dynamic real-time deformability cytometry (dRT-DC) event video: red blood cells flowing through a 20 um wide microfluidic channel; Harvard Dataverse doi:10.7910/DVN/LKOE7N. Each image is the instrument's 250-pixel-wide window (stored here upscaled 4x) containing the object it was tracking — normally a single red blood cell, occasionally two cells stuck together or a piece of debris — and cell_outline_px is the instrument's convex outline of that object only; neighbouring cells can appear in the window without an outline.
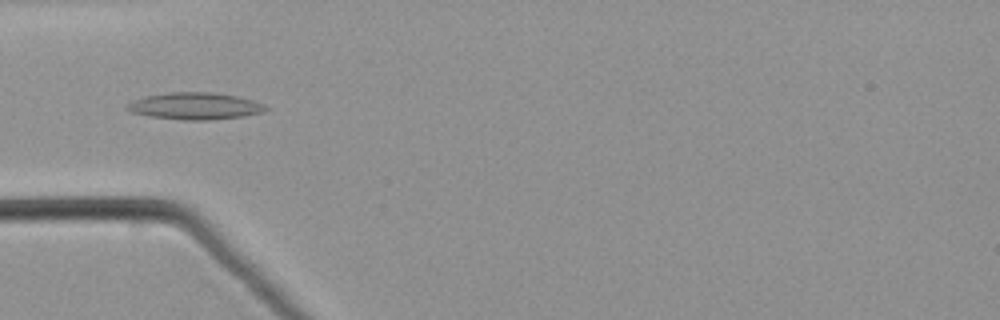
{"species": "common noctule bat (a hibernating species)", "species_latin": "Nyctalus noctula", "temperature_condition": "warm", "stored_images_in_passage": 51, "camera_frame_rate_fps": 3000, "um_per_image_px": 0.085, "animal": {"sex": "male", "body_mass_g": 21.5, "forearm_length_mm": 52.0}, "frame": {"image": 1, "passage_image": 16, "time_ms": 5.0, "image_size_px": [1000, 320], "cell_outline_px": [[268, 108], [264, 112], [244, 116], [212, 120], [184, 120], [148, 116], [132, 112], [124, 108], [128, 104], [136, 100], [148, 96], [168, 92], [212, 92], [236, 96], [252, 100], [264, 104]], "centroid_in_image_um": [16.61, 9.02], "position_along_channel_um": 68.4, "area_um2": 21.62}}
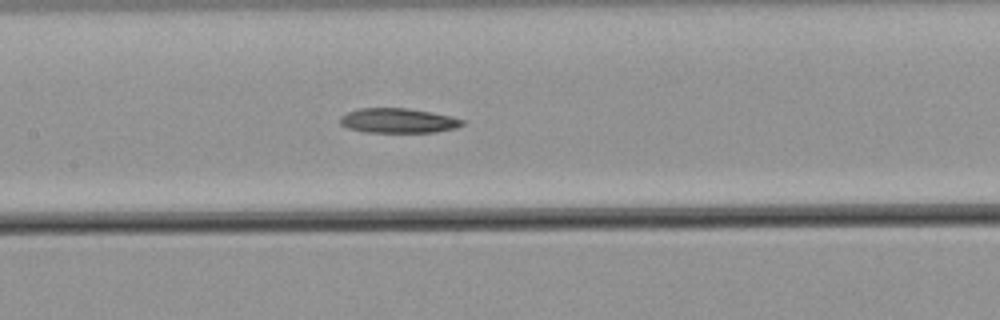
{"frame": {"image": 2, "passage_image": 24, "time_ms": 7.667, "image_size_px": [1000, 320], "cell_outline_px": [[464, 124], [456, 128], [436, 132], [368, 132], [348, 128], [340, 124], [340, 116], [348, 112], [360, 108], [408, 108], [432, 112], [452, 116], [464, 120]], "centroid_in_image_um": [33.87, 10.25], "position_along_channel_um": 173.5, "area_um2": 17.63}}
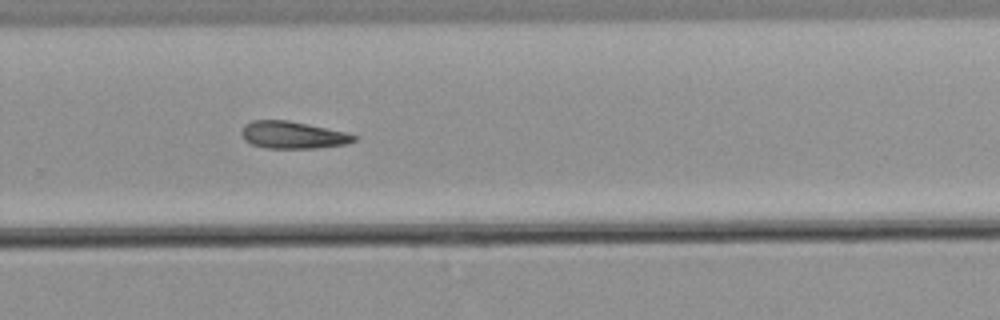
{"frame": {"image": 3, "passage_image": 34, "time_ms": 11.0, "image_size_px": [1000, 320], "cell_outline_px": [[356, 140], [348, 144], [316, 148], [264, 148], [252, 144], [244, 140], [240, 132], [244, 124], [252, 120], [288, 120], [348, 132], [356, 136]], "centroid_in_image_um": [24.88, 11.47], "position_along_channel_um": 304.9, "area_um2": 18.03}}